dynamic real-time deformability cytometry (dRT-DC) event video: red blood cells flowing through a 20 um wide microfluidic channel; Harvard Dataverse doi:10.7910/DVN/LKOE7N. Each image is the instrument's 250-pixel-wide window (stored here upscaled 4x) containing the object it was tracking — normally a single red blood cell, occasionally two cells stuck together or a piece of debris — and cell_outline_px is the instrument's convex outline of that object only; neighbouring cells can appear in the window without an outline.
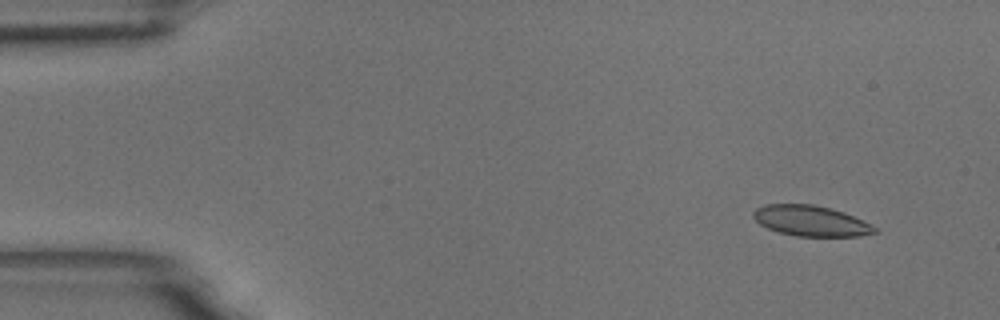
{"species": "common noctule bat (a hibernating species)", "species_latin": "Nyctalus noctula", "temperature_condition": "room temperature", "stored_images_in_passage": 6, "camera_frame_rate_fps": 3000, "um_per_image_px": 0.085, "animal": {"sex": "male", "body_mass_g": 18.8}, "frame": {"image": 1, "passage_image": 2, "time_ms": 0.333, "image_size_px": [1000, 320], "cell_outline_px": [[880, 232], [860, 236], [796, 236], [780, 232], [768, 228], [760, 224], [752, 216], [752, 212], [756, 208], [768, 204], [812, 204], [832, 208], [844, 212], [872, 224]], "centroid_in_image_um": [68.95, 18.77], "position_along_channel_um": 16.0, "area_um2": 21.68}}
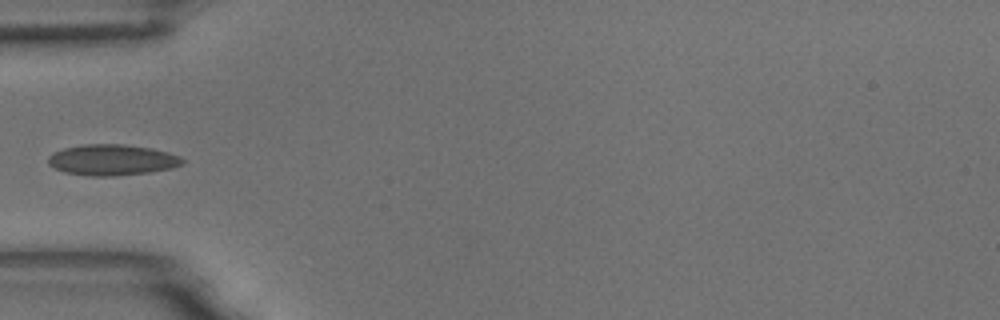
{"frame": {"image": 2, "passage_image": 6, "time_ms": 1.667, "image_size_px": [1000, 320], "cell_outline_px": [[184, 164], [172, 168], [148, 172], [116, 176], [88, 176], [64, 172], [48, 164], [48, 156], [64, 148], [84, 144], [120, 144], [152, 148], [168, 152], [180, 156], [184, 160]], "centroid_in_image_um": [9.54, 13.59], "position_along_channel_um": 75.5, "area_um2": 24.16}}